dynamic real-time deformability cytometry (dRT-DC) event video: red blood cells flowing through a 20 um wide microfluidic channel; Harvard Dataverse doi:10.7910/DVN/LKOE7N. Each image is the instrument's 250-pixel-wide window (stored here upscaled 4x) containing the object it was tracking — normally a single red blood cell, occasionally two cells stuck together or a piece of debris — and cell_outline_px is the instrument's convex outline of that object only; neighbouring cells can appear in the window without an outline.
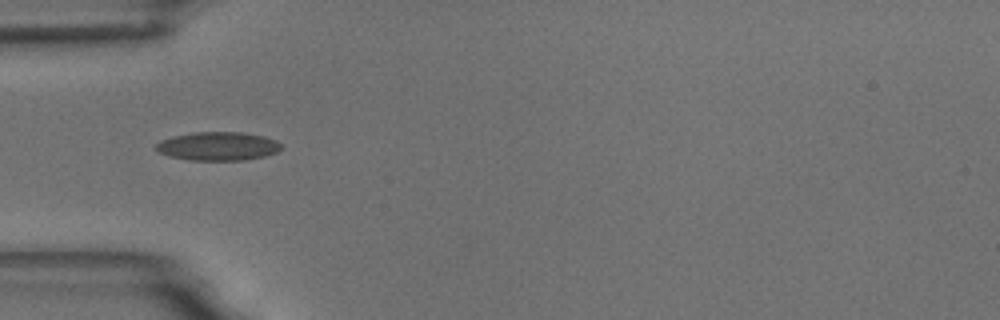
{"species": "common noctule bat (a hibernating species)", "species_latin": "Nyctalus noctula", "temperature_condition": "room temperature", "stored_images_in_passage": 39, "camera_frame_rate_fps": 3000, "um_per_image_px": 0.085, "animal": {"sex": "male", "body_mass_g": 18.8}, "frame": {"image": 1, "passage_image": 1, "time_ms": 0.0, "image_size_px": [1000, 320], "cell_outline_px": [[284, 148], [276, 152], [264, 156], [244, 160], [188, 160], [168, 156], [160, 152], [156, 148], [156, 144], [160, 140], [172, 136], [196, 132], [244, 132], [264, 136], [276, 140]], "centroid_in_image_um": [18.54, 12.42], "position_along_channel_um": 66.5, "area_um2": 20.92}}
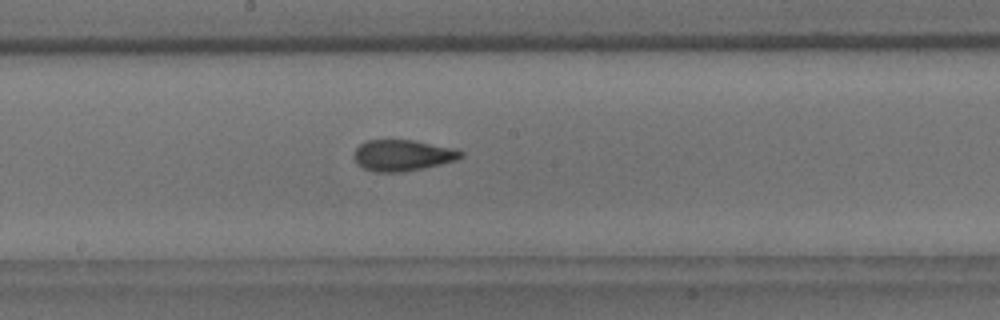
{"frame": {"image": 2, "passage_image": 13, "time_ms": 4.0, "image_size_px": [1000, 320], "cell_outline_px": [[464, 156], [456, 160], [424, 168], [404, 172], [376, 172], [364, 168], [356, 164], [352, 156], [356, 148], [360, 144], [368, 140], [416, 140], [452, 148], [464, 152]], "centroid_in_image_um": [34.2, 13.2], "position_along_channel_um": 214.0, "area_um2": 19.54}}
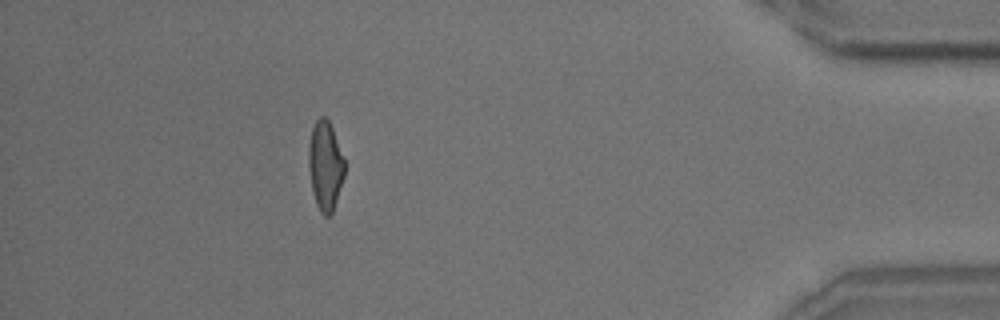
{"frame": {"image": 3, "passage_image": 33, "time_ms": 10.667, "image_size_px": [1000, 320], "cell_outline_px": [[344, 176], [332, 212], [328, 216], [324, 216], [320, 212], [316, 204], [312, 192], [308, 168], [308, 148], [312, 128], [316, 120], [320, 116], [324, 116], [328, 120], [332, 128], [344, 160]], "centroid_in_image_um": [27.62, 14.09], "position_along_channel_um": 407.6, "area_um2": 18.55}, "authors_computed_cell_mechanics": {"area_um2": 19.2474, "velocity_mm_per_s": 3.6708, "shape_relaxation_time_tau1_ms": 5.9562, "shape_relaxation_time_tau2_ms": 1.8014, "deformation_change_tau1": 0.1878, "deformation_change_tau2": 0.0752}}